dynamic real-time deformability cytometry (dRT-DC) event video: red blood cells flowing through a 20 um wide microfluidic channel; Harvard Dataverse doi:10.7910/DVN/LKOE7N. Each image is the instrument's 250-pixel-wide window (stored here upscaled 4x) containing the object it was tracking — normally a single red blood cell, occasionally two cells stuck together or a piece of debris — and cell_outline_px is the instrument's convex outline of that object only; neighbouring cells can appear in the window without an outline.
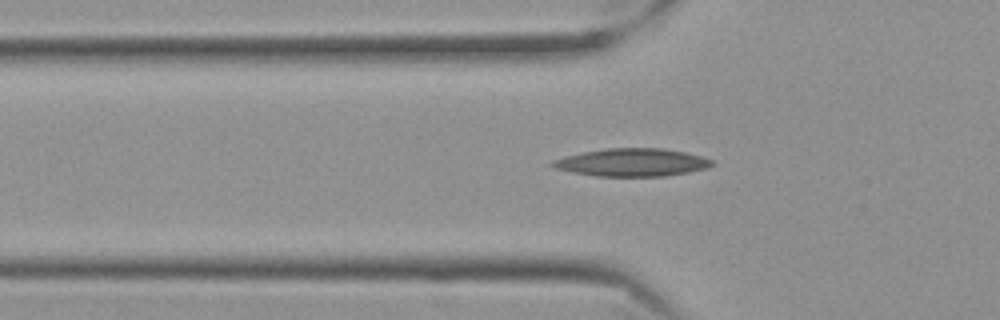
{"species": "Egyptian fruit bat (a non-hibernating species)", "species_latin": "Rousettus aegyptiacus", "temperature_condition": "cold", "stored_images_in_passage": 39, "camera_frame_rate_fps": 3000, "um_per_image_px": 0.085, "frame": {"image": 1, "passage_image": 7, "time_ms": 2.0, "image_size_px": [1000, 320], "cell_outline_px": [[716, 164], [708, 168], [688, 172], [664, 176], [596, 176], [572, 172], [556, 168], [548, 164], [552, 160], [564, 156], [584, 152], [608, 148], [664, 148], [684, 152], [700, 156], [712, 160]], "centroid_in_image_um": [53.72, 13.8], "position_along_channel_um": 72.1, "area_um2": 25.84}}
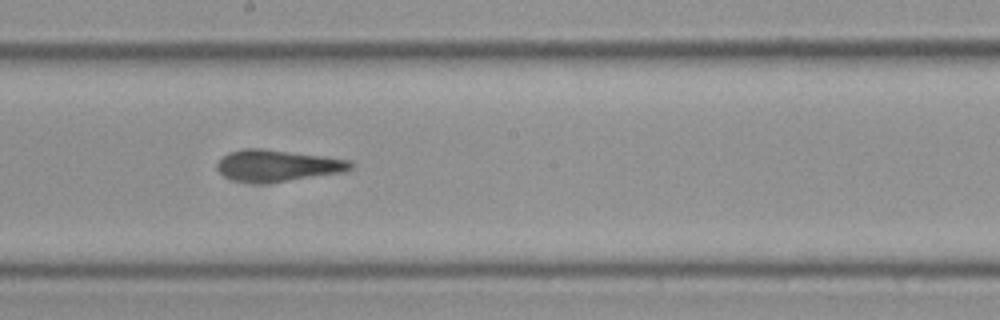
{"frame": {"image": 2, "passage_image": 20, "time_ms": 6.333, "image_size_px": [1000, 320], "cell_outline_px": [[352, 168], [344, 172], [288, 180], [236, 180], [224, 176], [216, 168], [216, 164], [224, 156], [232, 152], [248, 148], [260, 148], [324, 156], [352, 160]], "centroid_in_image_um": [23.65, 14.03], "position_along_channel_um": 224.5, "area_um2": 23.47}}
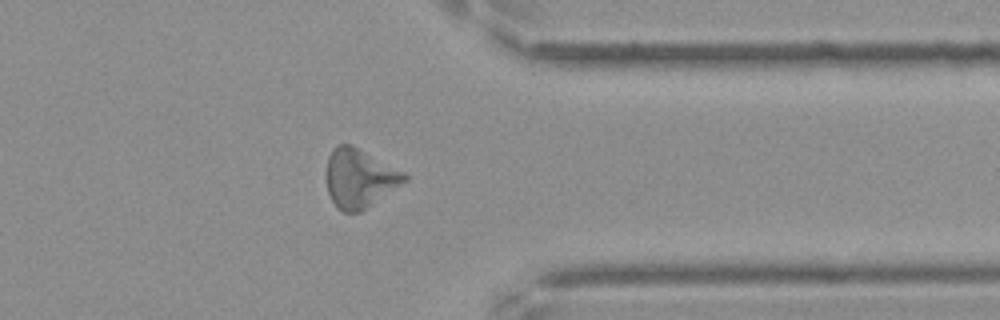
{"frame": {"image": 3, "passage_image": 34, "time_ms": 11.0, "image_size_px": [1000, 320], "cell_outline_px": [[408, 180], [360, 212], [344, 212], [336, 208], [328, 192], [324, 176], [328, 156], [332, 148], [336, 144], [352, 144], [404, 172], [408, 176]], "centroid_in_image_um": [30.51, 15.13], "position_along_channel_um": 380.9, "area_um2": 27.05}, "authors_computed_cell_mechanics": {"area_um2": 24.1604, "velocity_mm_per_s": 3.502, "shape_relaxation_time_tau1_ms": null, "shape_relaxation_time_tau2_ms": 5.5512, "deformation_change_tau1": null, "deformation_change_tau2": 0.1768}}